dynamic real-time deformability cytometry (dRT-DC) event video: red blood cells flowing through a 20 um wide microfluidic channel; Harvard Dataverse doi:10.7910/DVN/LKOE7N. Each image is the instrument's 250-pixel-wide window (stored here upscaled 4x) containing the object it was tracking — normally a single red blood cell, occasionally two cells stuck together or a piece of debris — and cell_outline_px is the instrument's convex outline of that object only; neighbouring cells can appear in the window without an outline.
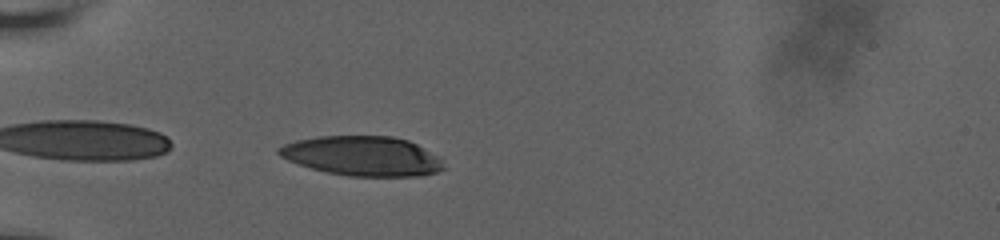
{"species": "human", "species_latin": "Homo sapiens", "temperature_condition": "room temperature", "stored_images_in_passage": 42, "camera_frame_rate_fps": 3000, "um_per_image_px": 0.085, "donor": {"sex": "male"}, "frame": {"image": 1, "passage_image": 2, "time_ms": 0.333, "image_size_px": [1000, 240], "cell_outline_px": [[448, 168], [436, 172], [420, 176], [348, 176], [328, 172], [312, 168], [288, 160], [280, 156], [276, 152], [276, 148], [284, 144], [296, 140], [320, 136], [392, 136], [408, 140], [416, 144], [436, 156]], "centroid_in_image_um": [30.8, 13.26], "position_along_channel_um": 54.2, "area_um2": 37.92}}
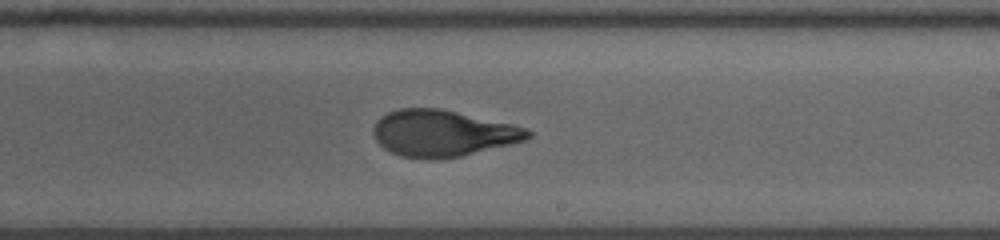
{"frame": {"image": 2, "passage_image": 20, "time_ms": 6.333, "image_size_px": [1000, 240], "cell_outline_px": [[532, 136], [528, 140], [512, 144], [460, 156], [440, 160], [420, 160], [400, 156], [384, 148], [376, 140], [372, 132], [372, 128], [376, 120], [388, 112], [400, 108], [440, 108], [512, 124], [528, 128], [532, 132]], "centroid_in_image_um": [37.63, 11.34], "position_along_channel_um": 251.4, "area_um2": 42.31}}
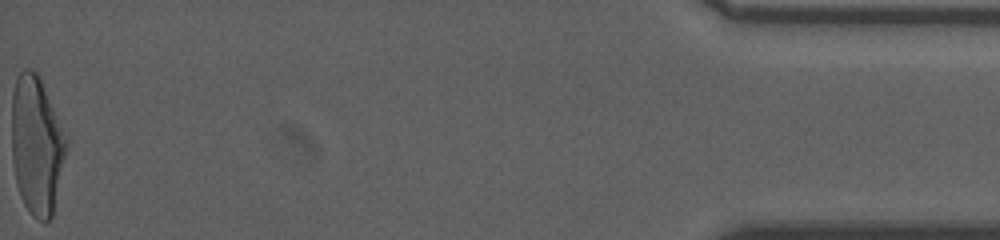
{"frame": {"image": 3, "passage_image": 42, "time_ms": 13.667, "image_size_px": [1000, 240], "cell_outline_px": [[68, 148], [52, 216], [44, 224], [32, 216], [28, 212], [20, 196], [16, 184], [12, 164], [12, 92], [16, 76], [24, 68], [32, 68], [40, 76], [68, 140]], "centroid_in_image_um": [3.11, 12.35], "position_along_channel_um": 432.1, "area_um2": 44.8}, "authors_computed_cell_mechanics": {"area_um2": 42.194, "velocity_mm_per_s": 3.6487, "shape_relaxation_time_tau1_ms": 7.644, "shape_relaxation_time_tau2_ms": 1.1227, "deformation_change_tau1": 0.2887, "deformation_change_tau2": 0.0803}}